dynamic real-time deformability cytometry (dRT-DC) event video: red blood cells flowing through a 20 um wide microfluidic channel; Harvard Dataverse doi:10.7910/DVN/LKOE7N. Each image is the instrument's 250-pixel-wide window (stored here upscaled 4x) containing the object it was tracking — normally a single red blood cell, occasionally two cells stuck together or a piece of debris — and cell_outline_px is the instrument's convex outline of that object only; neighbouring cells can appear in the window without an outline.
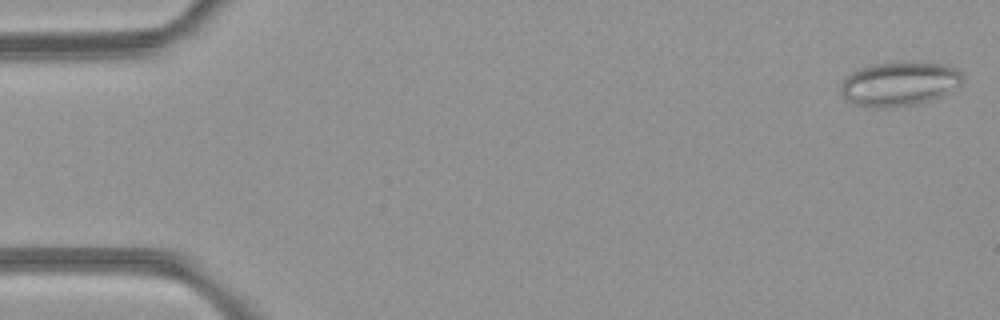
{"species": "common noctule bat (a hibernating species)", "species_latin": "Nyctalus noctula", "temperature_condition": "room temperature", "stored_images_in_passage": 49, "camera_frame_rate_fps": 3000, "um_per_image_px": 0.085, "animal": {"sex": "female", "body_mass_g": 21.9}, "frame": {"image": 1, "passage_image": 1, "time_ms": 0.0, "image_size_px": [1000, 320], "cell_outline_px": [[964, 76], [960, 84], [944, 96], [932, 100], [916, 104], [856, 104], [848, 100], [840, 92], [840, 84], [852, 72], [860, 68], [872, 64], [904, 60], [912, 60], [944, 64], [956, 68]], "centroid_in_image_um": [76.52, 7.03], "position_along_channel_um": 8.5, "area_um2": 30.98}}
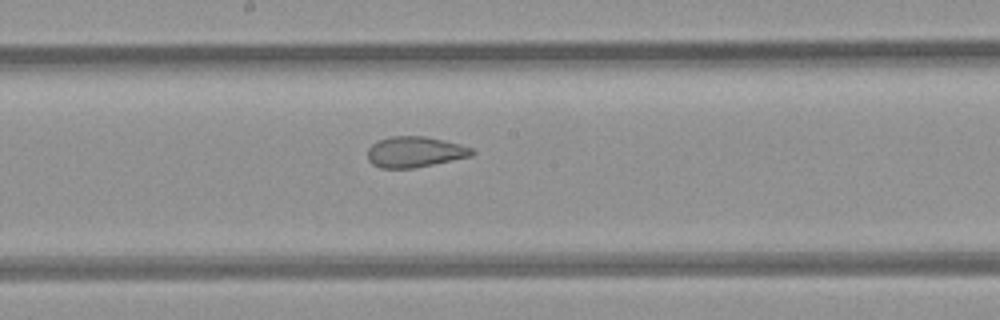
{"frame": {"image": 2, "passage_image": 26, "time_ms": 8.333, "image_size_px": [1000, 320], "cell_outline_px": [[476, 152], [472, 156], [412, 168], [380, 168], [372, 164], [368, 160], [368, 148], [372, 144], [380, 140], [392, 136], [424, 136], [444, 140], [460, 144], [472, 148]], "centroid_in_image_um": [35.27, 12.91], "position_along_channel_um": 212.9, "area_um2": 18.61}}
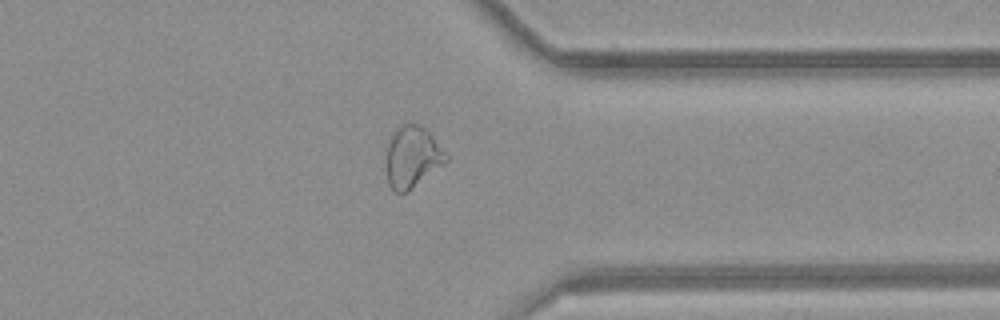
{"frame": {"image": 3, "passage_image": 38, "time_ms": 12.333, "image_size_px": [1000, 320], "cell_outline_px": [[448, 160], [444, 164], [408, 192], [396, 192], [388, 184], [388, 136], [400, 124], [420, 124], [428, 128], [448, 156]], "centroid_in_image_um": [35.08, 13.3], "position_along_channel_um": 376.3, "area_um2": 21.5}, "authors_computed_cell_mechanics": {"area_um2": 23.7558, "velocity_mm_per_s": 4.2287, "shape_relaxation_time_tau1_ms": null, "shape_relaxation_time_tau2_ms": 1.3115, "deformation_change_tau1": null, "deformation_change_tau2": 0.0817}}